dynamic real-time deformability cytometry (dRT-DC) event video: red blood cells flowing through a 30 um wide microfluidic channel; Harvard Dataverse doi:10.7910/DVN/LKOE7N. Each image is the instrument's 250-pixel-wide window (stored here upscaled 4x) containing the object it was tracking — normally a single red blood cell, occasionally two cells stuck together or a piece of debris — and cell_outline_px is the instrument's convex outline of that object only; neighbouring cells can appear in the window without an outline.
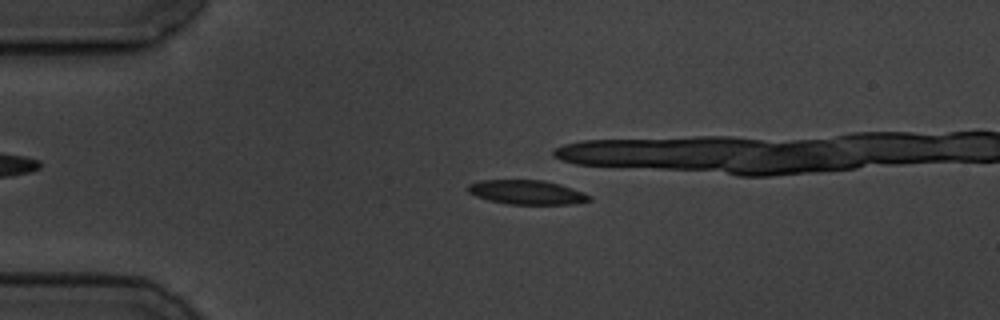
{"species": "common noctule bat (a hibernating species)", "species_latin": "Nyctalus noctula", "temperature_condition": "cold", "stored_images_in_passage": 7, "camera_frame_rate_fps": 3000, "um_per_image_px": 0.085, "animal": {"sex": "male", "body_mass_g": 19.5, "forearm_length_mm": 54.6}, "frame": {"image": 1, "passage_image": 3, "time_ms": 2.333, "image_size_px": [1000, 320], "cell_outline_px": [[592, 200], [572, 204], [508, 204], [488, 200], [476, 196], [468, 192], [468, 184], [480, 180], [544, 180], [560, 184], [584, 192], [592, 196]], "centroid_in_image_um": [44.8, 16.34], "position_along_channel_um": 40.2, "area_um2": 17.22}}